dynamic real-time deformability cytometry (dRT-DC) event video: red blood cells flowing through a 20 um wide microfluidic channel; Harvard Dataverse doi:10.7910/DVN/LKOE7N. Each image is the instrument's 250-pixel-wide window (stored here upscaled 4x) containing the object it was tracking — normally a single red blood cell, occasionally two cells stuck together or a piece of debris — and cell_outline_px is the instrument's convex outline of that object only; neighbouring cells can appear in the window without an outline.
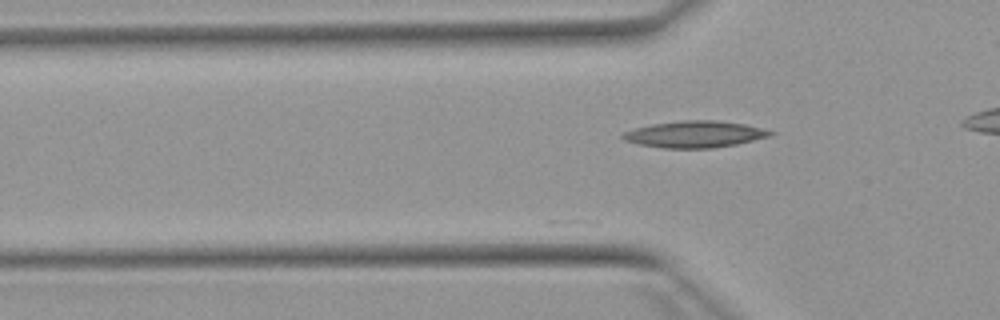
{"species": "Egyptian fruit bat (a non-hibernating species)", "species_latin": "Rousettus aegyptiacus", "temperature_condition": "warm", "stored_images_in_passage": 6, "camera_frame_rate_fps": 3000, "um_per_image_px": 0.085, "animal": {"sex": "female"}, "frame": {"image": 1, "passage_image": 6, "time_ms": 1.667, "image_size_px": [1000, 320], "cell_outline_px": [[776, 132], [772, 136], [736, 144], [712, 148], [664, 148], [640, 144], [624, 140], [620, 136], [624, 132], [636, 128], [652, 124], [680, 120], [716, 120], [744, 124]], "centroid_in_image_um": [59.07, 11.41], "position_along_channel_um": 66.7, "area_um2": 22.77}}